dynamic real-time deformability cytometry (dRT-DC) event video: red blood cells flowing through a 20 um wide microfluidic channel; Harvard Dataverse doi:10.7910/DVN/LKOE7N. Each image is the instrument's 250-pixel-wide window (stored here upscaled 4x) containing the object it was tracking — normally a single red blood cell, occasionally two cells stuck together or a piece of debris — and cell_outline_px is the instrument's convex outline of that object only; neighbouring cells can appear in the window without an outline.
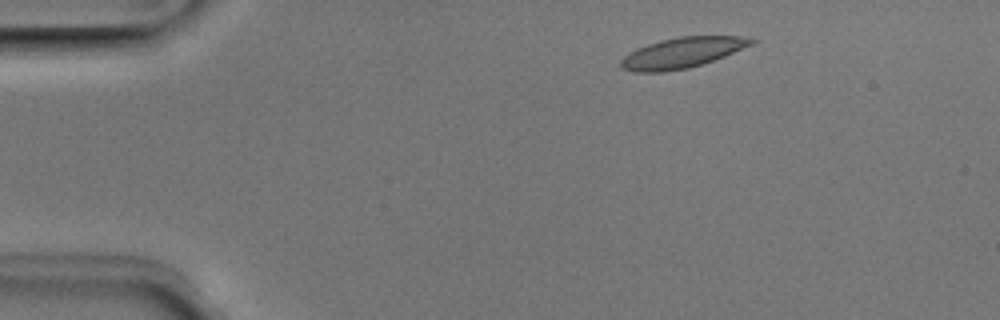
{"species": "Egyptian fruit bat (a non-hibernating species)", "species_latin": "Rousettus aegyptiacus", "temperature_condition": "room temperature", "stored_images_in_passage": 48, "camera_frame_rate_fps": 3000, "um_per_image_px": 0.085, "animal": {"sex": "male"}, "frame": {"image": 1, "passage_image": 5, "time_ms": 1.333, "image_size_px": [1000, 320], "cell_outline_px": [[760, 40], [752, 44], [724, 56], [688, 68], [664, 72], [632, 72], [620, 68], [620, 60], [624, 56], [636, 48], [660, 40], [680, 36], [740, 36]], "centroid_in_image_um": [57.94, 4.48], "position_along_channel_um": 27.1, "area_um2": 23.12}}
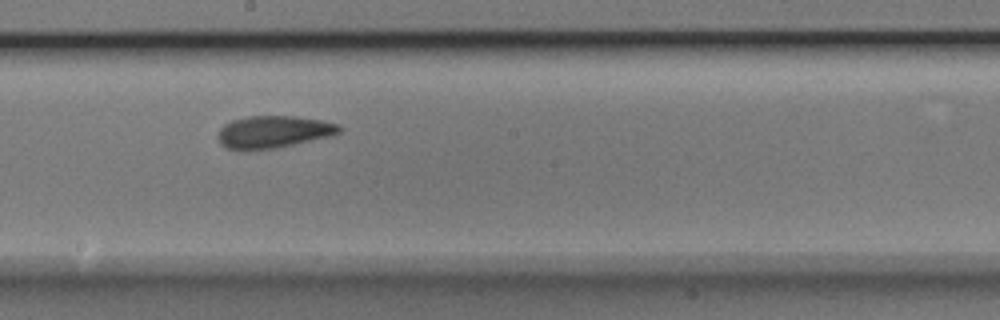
{"frame": {"image": 2, "passage_image": 25, "time_ms": 8.0, "image_size_px": [1000, 320], "cell_outline_px": [[344, 128], [340, 132], [332, 136], [276, 148], [244, 152], [224, 148], [220, 144], [220, 128], [224, 124], [232, 120], [248, 116], [296, 116], [320, 120], [340, 124]], "centroid_in_image_um": [23.25, 11.23], "position_along_channel_um": 225.0, "area_um2": 23.24}}
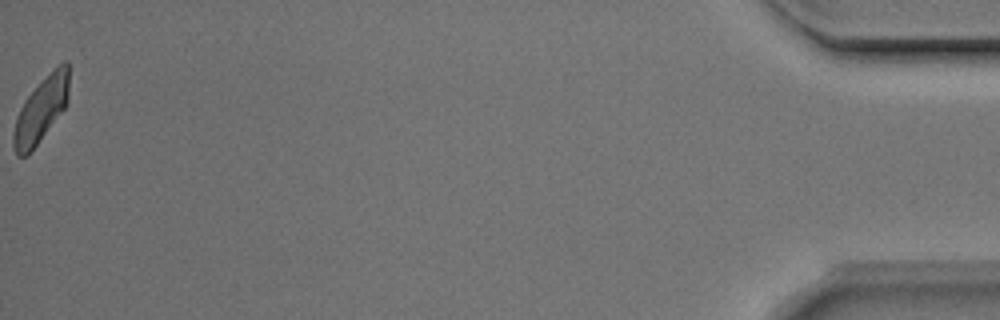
{"frame": {"image": 3, "passage_image": 48, "time_ms": 15.667, "image_size_px": [1000, 320], "cell_outline_px": [[68, 104], [28, 156], [16, 156], [12, 144], [12, 136], [16, 116], [24, 100], [56, 64], [64, 60], [68, 60]], "centroid_in_image_um": [3.48, 9.33], "position_along_channel_um": 431.7, "area_um2": 21.27}, "authors_computed_cell_mechanics": {"area_um2": 22.6287, "velocity_mm_per_s": 3.9786, "shape_relaxation_time_tau1_ms": 4.049, "shape_relaxation_time_tau2_ms": 2.0642, "deformation_change_tau1": 0.1305, "deformation_change_tau2": 0.0821}}